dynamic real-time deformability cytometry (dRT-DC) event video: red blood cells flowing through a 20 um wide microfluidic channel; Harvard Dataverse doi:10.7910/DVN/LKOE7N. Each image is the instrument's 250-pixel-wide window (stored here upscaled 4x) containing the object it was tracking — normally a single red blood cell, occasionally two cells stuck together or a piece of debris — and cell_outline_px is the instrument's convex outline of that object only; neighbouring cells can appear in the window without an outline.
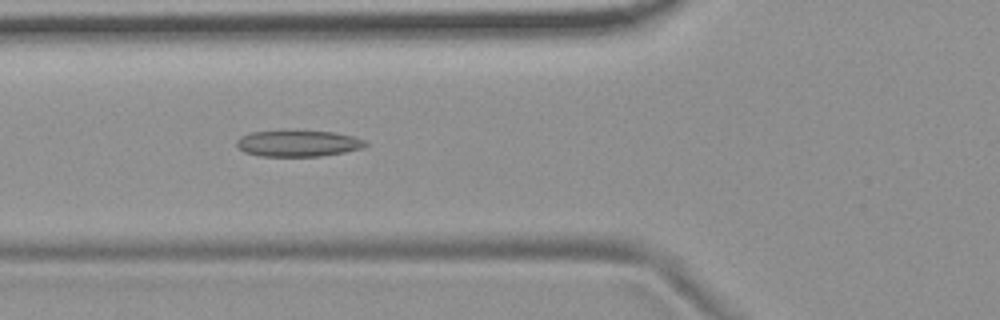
{"species": "common noctule bat (a hibernating species)", "species_latin": "Nyctalus noctula", "temperature_condition": "room temperature", "stored_images_in_passage": 54, "camera_frame_rate_fps": 3000, "um_per_image_px": 0.085, "animal": {"sex": "female", "body_mass_g": 19.9}, "frame": {"image": 1, "passage_image": 20, "time_ms": 6.333, "image_size_px": [1000, 320], "cell_outline_px": [[368, 144], [364, 148], [344, 152], [320, 156], [260, 156], [244, 152], [236, 144], [236, 140], [240, 136], [252, 132], [332, 132], [352, 136], [364, 140]], "centroid_in_image_um": [25.34, 12.21], "position_along_channel_um": 100.5, "area_um2": 19.25}}
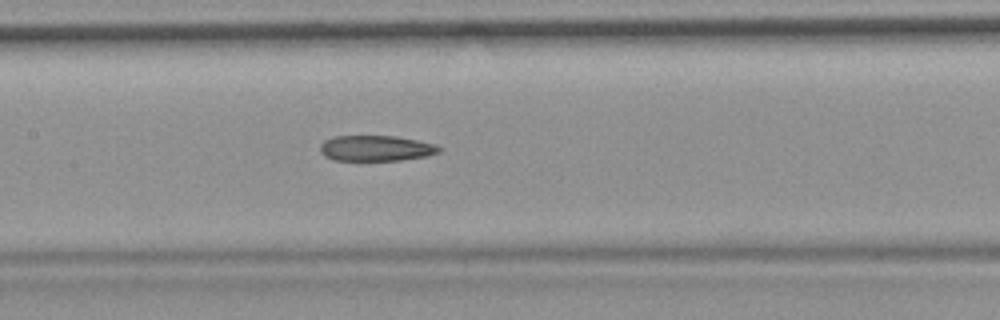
{"frame": {"image": 2, "passage_image": 26, "time_ms": 8.333, "image_size_px": [1000, 320], "cell_outline_px": [[444, 148], [440, 152], [428, 156], [400, 160], [332, 160], [324, 156], [320, 152], [320, 144], [324, 140], [332, 136], [396, 136], [436, 144]], "centroid_in_image_um": [31.97, 12.6], "position_along_channel_um": 175.4, "area_um2": 17.98}}
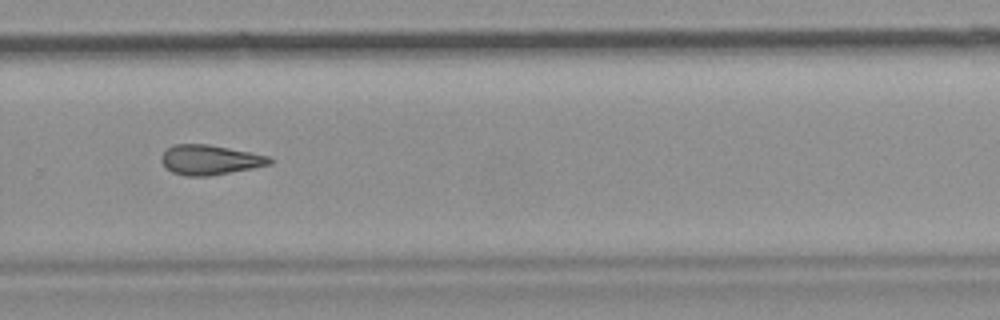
{"frame": {"image": 3, "passage_image": 37, "time_ms": 12.0, "image_size_px": [1000, 320], "cell_outline_px": [[276, 160], [272, 164], [252, 168], [208, 176], [184, 176], [172, 172], [160, 160], [160, 156], [168, 148], [176, 144], [208, 144], [268, 156]], "centroid_in_image_um": [17.85, 13.59], "position_along_channel_um": 312.0, "area_um2": 18.67}, "authors_computed_cell_mechanics": {"area_um2": 18.9295, "velocity_mm_per_s": 3.7414, "shape_relaxation_time_tau1_ms": null, "shape_relaxation_time_tau2_ms": 9.0155, "deformation_change_tau1": null, "deformation_change_tau2": 0.2147}}